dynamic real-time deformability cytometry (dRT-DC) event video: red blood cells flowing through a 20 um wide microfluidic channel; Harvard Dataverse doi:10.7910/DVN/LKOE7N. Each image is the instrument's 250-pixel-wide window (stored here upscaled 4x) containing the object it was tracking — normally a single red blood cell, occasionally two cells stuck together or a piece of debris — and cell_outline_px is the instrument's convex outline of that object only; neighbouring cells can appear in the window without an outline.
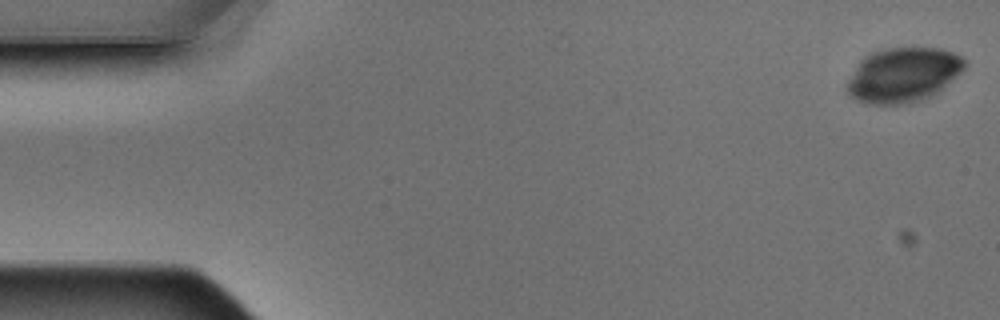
{"species": "Egyptian fruit bat (a non-hibernating species)", "species_latin": "Rousettus aegyptiacus", "temperature_condition": "warm", "stored_images_in_passage": 5, "camera_frame_rate_fps": 3000, "um_per_image_px": 0.085, "animal": {"sex": "male"}, "frame": {"image": 1, "passage_image": 1, "time_ms": 0.0, "image_size_px": [1000, 320], "cell_outline_px": [[968, 64], [960, 72], [932, 96], [908, 104], [868, 104], [856, 100], [848, 96], [848, 80], [860, 60], [864, 56], [872, 52], [884, 48], [940, 48], [952, 52], [968, 60]], "centroid_in_image_um": [76.76, 6.36], "position_along_channel_um": 8.2, "area_um2": 37.4}}